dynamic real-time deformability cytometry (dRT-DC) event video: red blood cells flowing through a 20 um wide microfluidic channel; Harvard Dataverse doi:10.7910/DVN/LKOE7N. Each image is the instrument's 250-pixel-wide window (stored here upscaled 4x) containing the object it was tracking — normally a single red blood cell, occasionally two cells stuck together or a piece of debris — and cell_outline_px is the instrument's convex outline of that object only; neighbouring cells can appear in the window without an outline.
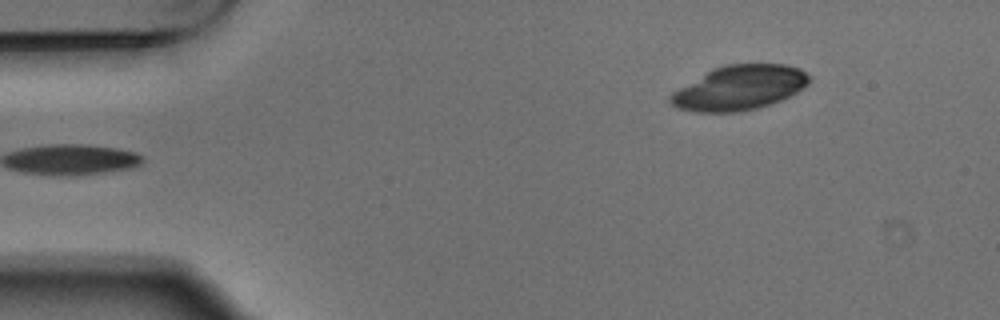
{"species": "Egyptian fruit bat (a non-hibernating species)", "species_latin": "Rousettus aegyptiacus", "temperature_condition": "warm", "stored_images_in_passage": 5, "segment_of_instrument_passage": [2, 2], "camera_frame_rate_fps": 3000, "um_per_image_px": 0.085, "animal": {"sex": "male"}, "frame": {"image": 1, "passage_image": 5, "time_ms": 1.333, "image_size_px": [1000, 320], "cell_outline_px": [[812, 80], [808, 84], [796, 92], [780, 100], [756, 108], [740, 112], [696, 112], [676, 108], [668, 100], [668, 96], [672, 92], [712, 68], [728, 64], [784, 64], [800, 68], [812, 76]], "centroid_in_image_um": [62.84, 7.45], "position_along_channel_um": 22.2, "area_um2": 36.13}}